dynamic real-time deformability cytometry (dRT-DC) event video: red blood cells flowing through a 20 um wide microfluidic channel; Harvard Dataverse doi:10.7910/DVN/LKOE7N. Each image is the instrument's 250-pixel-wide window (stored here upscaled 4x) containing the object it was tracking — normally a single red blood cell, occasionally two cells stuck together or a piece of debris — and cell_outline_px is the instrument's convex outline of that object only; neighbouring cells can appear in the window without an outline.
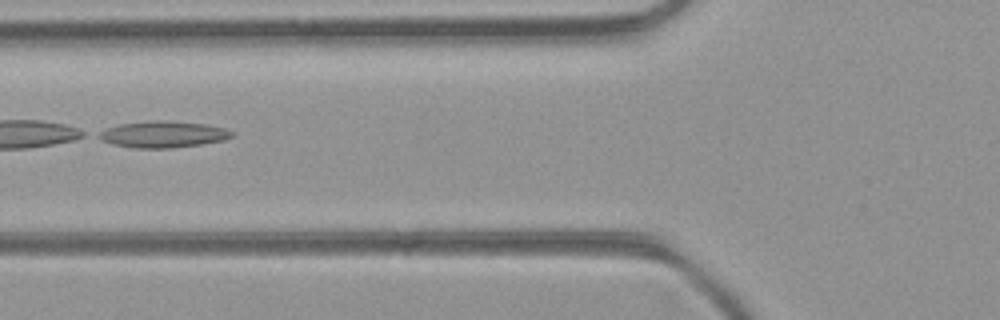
{"species": "common noctule bat (a hibernating species)", "species_latin": "Nyctalus noctula", "temperature_condition": "room temperature", "stored_images_in_passage": 3, "camera_frame_rate_fps": 3000, "um_per_image_px": 0.085, "animal": {"sex": "female", "body_mass_g": 21.9}, "frame": {"image": 1, "passage_image": 3, "time_ms": 0.667, "image_size_px": [1000, 320], "cell_outline_px": [[236, 136], [224, 140], [200, 144], [172, 148], [132, 148], [112, 144], [100, 140], [92, 136], [96, 132], [104, 128], [120, 124], [156, 120], [160, 120], [208, 124], [224, 128], [232, 132]], "centroid_in_image_um": [13.78, 11.42], "position_along_channel_um": 112.0, "area_um2": 20.87}}